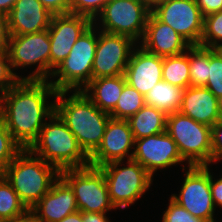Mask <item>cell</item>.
Instances as JSON below:
<instances>
[{"mask_svg": "<svg viewBox=\"0 0 222 222\" xmlns=\"http://www.w3.org/2000/svg\"><path fill=\"white\" fill-rule=\"evenodd\" d=\"M27 210L11 184L0 174V221L14 222Z\"/></svg>", "mask_w": 222, "mask_h": 222, "instance_id": "484cf974", "label": "cell"}, {"mask_svg": "<svg viewBox=\"0 0 222 222\" xmlns=\"http://www.w3.org/2000/svg\"><path fill=\"white\" fill-rule=\"evenodd\" d=\"M59 222H83V212L76 211L70 215H67Z\"/></svg>", "mask_w": 222, "mask_h": 222, "instance_id": "7bdbcfd3", "label": "cell"}, {"mask_svg": "<svg viewBox=\"0 0 222 222\" xmlns=\"http://www.w3.org/2000/svg\"><path fill=\"white\" fill-rule=\"evenodd\" d=\"M203 17L222 10V0H195Z\"/></svg>", "mask_w": 222, "mask_h": 222, "instance_id": "8d00e7d4", "label": "cell"}, {"mask_svg": "<svg viewBox=\"0 0 222 222\" xmlns=\"http://www.w3.org/2000/svg\"><path fill=\"white\" fill-rule=\"evenodd\" d=\"M53 15L70 13L71 0H39Z\"/></svg>", "mask_w": 222, "mask_h": 222, "instance_id": "d590c367", "label": "cell"}, {"mask_svg": "<svg viewBox=\"0 0 222 222\" xmlns=\"http://www.w3.org/2000/svg\"><path fill=\"white\" fill-rule=\"evenodd\" d=\"M132 160L140 163L152 176L157 170L171 168L185 162L175 141L166 131L135 139Z\"/></svg>", "mask_w": 222, "mask_h": 222, "instance_id": "9a60e30c", "label": "cell"}, {"mask_svg": "<svg viewBox=\"0 0 222 222\" xmlns=\"http://www.w3.org/2000/svg\"><path fill=\"white\" fill-rule=\"evenodd\" d=\"M200 46L212 49L222 47V10L204 17Z\"/></svg>", "mask_w": 222, "mask_h": 222, "instance_id": "f1b7e54d", "label": "cell"}, {"mask_svg": "<svg viewBox=\"0 0 222 222\" xmlns=\"http://www.w3.org/2000/svg\"><path fill=\"white\" fill-rule=\"evenodd\" d=\"M139 46L157 56H176L186 52L191 46L171 26L160 21L152 12Z\"/></svg>", "mask_w": 222, "mask_h": 222, "instance_id": "ac0fdd59", "label": "cell"}, {"mask_svg": "<svg viewBox=\"0 0 222 222\" xmlns=\"http://www.w3.org/2000/svg\"><path fill=\"white\" fill-rule=\"evenodd\" d=\"M2 175L24 205L31 209L59 179L60 171L29 149H22Z\"/></svg>", "mask_w": 222, "mask_h": 222, "instance_id": "3957f363", "label": "cell"}, {"mask_svg": "<svg viewBox=\"0 0 222 222\" xmlns=\"http://www.w3.org/2000/svg\"><path fill=\"white\" fill-rule=\"evenodd\" d=\"M9 39L7 16L0 13V52L8 51Z\"/></svg>", "mask_w": 222, "mask_h": 222, "instance_id": "74e56055", "label": "cell"}, {"mask_svg": "<svg viewBox=\"0 0 222 222\" xmlns=\"http://www.w3.org/2000/svg\"><path fill=\"white\" fill-rule=\"evenodd\" d=\"M110 0H71L70 13L84 15L92 21Z\"/></svg>", "mask_w": 222, "mask_h": 222, "instance_id": "d6a6232c", "label": "cell"}, {"mask_svg": "<svg viewBox=\"0 0 222 222\" xmlns=\"http://www.w3.org/2000/svg\"><path fill=\"white\" fill-rule=\"evenodd\" d=\"M137 44L128 36L99 30L92 79L123 75Z\"/></svg>", "mask_w": 222, "mask_h": 222, "instance_id": "7c38bea8", "label": "cell"}, {"mask_svg": "<svg viewBox=\"0 0 222 222\" xmlns=\"http://www.w3.org/2000/svg\"><path fill=\"white\" fill-rule=\"evenodd\" d=\"M135 140L128 120L110 118L101 144L89 156L90 166L101 167L111 162L131 160Z\"/></svg>", "mask_w": 222, "mask_h": 222, "instance_id": "2e32d148", "label": "cell"}, {"mask_svg": "<svg viewBox=\"0 0 222 222\" xmlns=\"http://www.w3.org/2000/svg\"><path fill=\"white\" fill-rule=\"evenodd\" d=\"M162 80L182 89L190 87L189 48L183 54L163 57Z\"/></svg>", "mask_w": 222, "mask_h": 222, "instance_id": "d4e9b609", "label": "cell"}, {"mask_svg": "<svg viewBox=\"0 0 222 222\" xmlns=\"http://www.w3.org/2000/svg\"><path fill=\"white\" fill-rule=\"evenodd\" d=\"M123 75L92 79L81 91L102 111L110 113L126 84Z\"/></svg>", "mask_w": 222, "mask_h": 222, "instance_id": "7402d4cb", "label": "cell"}, {"mask_svg": "<svg viewBox=\"0 0 222 222\" xmlns=\"http://www.w3.org/2000/svg\"><path fill=\"white\" fill-rule=\"evenodd\" d=\"M213 176L210 172L211 195L215 207L220 206L222 208V176H220L221 178L219 179H215Z\"/></svg>", "mask_w": 222, "mask_h": 222, "instance_id": "f35d334b", "label": "cell"}, {"mask_svg": "<svg viewBox=\"0 0 222 222\" xmlns=\"http://www.w3.org/2000/svg\"><path fill=\"white\" fill-rule=\"evenodd\" d=\"M134 140L166 131L167 114L153 106L144 105L128 119Z\"/></svg>", "mask_w": 222, "mask_h": 222, "instance_id": "603a6c76", "label": "cell"}, {"mask_svg": "<svg viewBox=\"0 0 222 222\" xmlns=\"http://www.w3.org/2000/svg\"><path fill=\"white\" fill-rule=\"evenodd\" d=\"M60 177L73 190L78 211L107 213L115 210L112 204L103 171L99 167L66 169Z\"/></svg>", "mask_w": 222, "mask_h": 222, "instance_id": "9c48e42d", "label": "cell"}, {"mask_svg": "<svg viewBox=\"0 0 222 222\" xmlns=\"http://www.w3.org/2000/svg\"><path fill=\"white\" fill-rule=\"evenodd\" d=\"M222 55V47L216 49Z\"/></svg>", "mask_w": 222, "mask_h": 222, "instance_id": "bcb514c9", "label": "cell"}, {"mask_svg": "<svg viewBox=\"0 0 222 222\" xmlns=\"http://www.w3.org/2000/svg\"><path fill=\"white\" fill-rule=\"evenodd\" d=\"M8 53L14 70L32 67L36 69L23 80L50 79V38L48 29L25 35H10ZM27 66V67H26Z\"/></svg>", "mask_w": 222, "mask_h": 222, "instance_id": "30bf717a", "label": "cell"}, {"mask_svg": "<svg viewBox=\"0 0 222 222\" xmlns=\"http://www.w3.org/2000/svg\"><path fill=\"white\" fill-rule=\"evenodd\" d=\"M212 164L222 160V122L211 127Z\"/></svg>", "mask_w": 222, "mask_h": 222, "instance_id": "e575fe53", "label": "cell"}, {"mask_svg": "<svg viewBox=\"0 0 222 222\" xmlns=\"http://www.w3.org/2000/svg\"><path fill=\"white\" fill-rule=\"evenodd\" d=\"M219 104H220V113L222 115V99L219 100Z\"/></svg>", "mask_w": 222, "mask_h": 222, "instance_id": "f6af8a7d", "label": "cell"}, {"mask_svg": "<svg viewBox=\"0 0 222 222\" xmlns=\"http://www.w3.org/2000/svg\"><path fill=\"white\" fill-rule=\"evenodd\" d=\"M183 92L181 87L161 80L145 95V104L168 115L179 111Z\"/></svg>", "mask_w": 222, "mask_h": 222, "instance_id": "cb8c5ba5", "label": "cell"}, {"mask_svg": "<svg viewBox=\"0 0 222 222\" xmlns=\"http://www.w3.org/2000/svg\"><path fill=\"white\" fill-rule=\"evenodd\" d=\"M23 148L13 139L0 116V174Z\"/></svg>", "mask_w": 222, "mask_h": 222, "instance_id": "f546056e", "label": "cell"}, {"mask_svg": "<svg viewBox=\"0 0 222 222\" xmlns=\"http://www.w3.org/2000/svg\"><path fill=\"white\" fill-rule=\"evenodd\" d=\"M69 93L72 95L69 96ZM55 113L74 134L88 156L101 144L111 118L109 113L100 110L82 91L57 92Z\"/></svg>", "mask_w": 222, "mask_h": 222, "instance_id": "7a4b0ae2", "label": "cell"}, {"mask_svg": "<svg viewBox=\"0 0 222 222\" xmlns=\"http://www.w3.org/2000/svg\"><path fill=\"white\" fill-rule=\"evenodd\" d=\"M97 41L98 29L92 23L80 35L68 56L58 65L50 77V84L58 92L81 91L92 80V66Z\"/></svg>", "mask_w": 222, "mask_h": 222, "instance_id": "5b68a950", "label": "cell"}, {"mask_svg": "<svg viewBox=\"0 0 222 222\" xmlns=\"http://www.w3.org/2000/svg\"><path fill=\"white\" fill-rule=\"evenodd\" d=\"M31 209L44 222H59L78 211V206L73 190L59 177Z\"/></svg>", "mask_w": 222, "mask_h": 222, "instance_id": "ffe728a7", "label": "cell"}, {"mask_svg": "<svg viewBox=\"0 0 222 222\" xmlns=\"http://www.w3.org/2000/svg\"><path fill=\"white\" fill-rule=\"evenodd\" d=\"M52 16L39 0H16L7 15L9 33L25 35L46 30Z\"/></svg>", "mask_w": 222, "mask_h": 222, "instance_id": "d6986e66", "label": "cell"}, {"mask_svg": "<svg viewBox=\"0 0 222 222\" xmlns=\"http://www.w3.org/2000/svg\"><path fill=\"white\" fill-rule=\"evenodd\" d=\"M106 213L83 212V222H111Z\"/></svg>", "mask_w": 222, "mask_h": 222, "instance_id": "ab89813d", "label": "cell"}, {"mask_svg": "<svg viewBox=\"0 0 222 222\" xmlns=\"http://www.w3.org/2000/svg\"><path fill=\"white\" fill-rule=\"evenodd\" d=\"M14 222H44L41 220L32 209H28L25 213L20 215Z\"/></svg>", "mask_w": 222, "mask_h": 222, "instance_id": "60d3db41", "label": "cell"}, {"mask_svg": "<svg viewBox=\"0 0 222 222\" xmlns=\"http://www.w3.org/2000/svg\"><path fill=\"white\" fill-rule=\"evenodd\" d=\"M204 87L222 99V55L216 49L209 48V77Z\"/></svg>", "mask_w": 222, "mask_h": 222, "instance_id": "4dcf8cb0", "label": "cell"}, {"mask_svg": "<svg viewBox=\"0 0 222 222\" xmlns=\"http://www.w3.org/2000/svg\"><path fill=\"white\" fill-rule=\"evenodd\" d=\"M57 92L49 80H19L0 95V116L23 149L32 145L54 114Z\"/></svg>", "mask_w": 222, "mask_h": 222, "instance_id": "6da1fadb", "label": "cell"}, {"mask_svg": "<svg viewBox=\"0 0 222 222\" xmlns=\"http://www.w3.org/2000/svg\"><path fill=\"white\" fill-rule=\"evenodd\" d=\"M167 209L163 212L162 222H206L191 215L184 207L175 202L171 197Z\"/></svg>", "mask_w": 222, "mask_h": 222, "instance_id": "836d02e7", "label": "cell"}, {"mask_svg": "<svg viewBox=\"0 0 222 222\" xmlns=\"http://www.w3.org/2000/svg\"><path fill=\"white\" fill-rule=\"evenodd\" d=\"M163 57L146 51L137 45L125 69L126 82L145 95L162 80Z\"/></svg>", "mask_w": 222, "mask_h": 222, "instance_id": "e0dca14e", "label": "cell"}, {"mask_svg": "<svg viewBox=\"0 0 222 222\" xmlns=\"http://www.w3.org/2000/svg\"><path fill=\"white\" fill-rule=\"evenodd\" d=\"M150 13L144 0H110L93 20V24L100 28L98 30L128 36L140 43Z\"/></svg>", "mask_w": 222, "mask_h": 222, "instance_id": "ba28073f", "label": "cell"}, {"mask_svg": "<svg viewBox=\"0 0 222 222\" xmlns=\"http://www.w3.org/2000/svg\"><path fill=\"white\" fill-rule=\"evenodd\" d=\"M48 120L28 149L59 171L89 166V156L61 118L54 112Z\"/></svg>", "mask_w": 222, "mask_h": 222, "instance_id": "277c9868", "label": "cell"}, {"mask_svg": "<svg viewBox=\"0 0 222 222\" xmlns=\"http://www.w3.org/2000/svg\"><path fill=\"white\" fill-rule=\"evenodd\" d=\"M19 80H23V77L13 72L8 51L0 52V95L13 87Z\"/></svg>", "mask_w": 222, "mask_h": 222, "instance_id": "1f68e13d", "label": "cell"}, {"mask_svg": "<svg viewBox=\"0 0 222 222\" xmlns=\"http://www.w3.org/2000/svg\"><path fill=\"white\" fill-rule=\"evenodd\" d=\"M15 2L16 0H0V13L7 16Z\"/></svg>", "mask_w": 222, "mask_h": 222, "instance_id": "b9f144b4", "label": "cell"}, {"mask_svg": "<svg viewBox=\"0 0 222 222\" xmlns=\"http://www.w3.org/2000/svg\"><path fill=\"white\" fill-rule=\"evenodd\" d=\"M166 132L175 141L188 166L212 163L211 127L198 123L179 111L167 115Z\"/></svg>", "mask_w": 222, "mask_h": 222, "instance_id": "8992f818", "label": "cell"}, {"mask_svg": "<svg viewBox=\"0 0 222 222\" xmlns=\"http://www.w3.org/2000/svg\"><path fill=\"white\" fill-rule=\"evenodd\" d=\"M170 0H144L146 6L152 11L155 9L158 5L168 2Z\"/></svg>", "mask_w": 222, "mask_h": 222, "instance_id": "ee69618b", "label": "cell"}, {"mask_svg": "<svg viewBox=\"0 0 222 222\" xmlns=\"http://www.w3.org/2000/svg\"><path fill=\"white\" fill-rule=\"evenodd\" d=\"M179 112L210 127L221 121L219 99L204 86L184 89Z\"/></svg>", "mask_w": 222, "mask_h": 222, "instance_id": "44dd1931", "label": "cell"}, {"mask_svg": "<svg viewBox=\"0 0 222 222\" xmlns=\"http://www.w3.org/2000/svg\"><path fill=\"white\" fill-rule=\"evenodd\" d=\"M93 23L84 15L72 13L53 15L48 28L50 38V77L68 56L80 35Z\"/></svg>", "mask_w": 222, "mask_h": 222, "instance_id": "5bb4252c", "label": "cell"}, {"mask_svg": "<svg viewBox=\"0 0 222 222\" xmlns=\"http://www.w3.org/2000/svg\"><path fill=\"white\" fill-rule=\"evenodd\" d=\"M126 162L127 166L123 161H116L99 167L104 173L112 204L123 210L139 200L154 180L140 163L132 159Z\"/></svg>", "mask_w": 222, "mask_h": 222, "instance_id": "52a82bcc", "label": "cell"}, {"mask_svg": "<svg viewBox=\"0 0 222 222\" xmlns=\"http://www.w3.org/2000/svg\"><path fill=\"white\" fill-rule=\"evenodd\" d=\"M190 86H205L209 77V48L189 47Z\"/></svg>", "mask_w": 222, "mask_h": 222, "instance_id": "83f0119b", "label": "cell"}, {"mask_svg": "<svg viewBox=\"0 0 222 222\" xmlns=\"http://www.w3.org/2000/svg\"><path fill=\"white\" fill-rule=\"evenodd\" d=\"M145 105V97L126 83L115 108L109 113L111 118L128 120Z\"/></svg>", "mask_w": 222, "mask_h": 222, "instance_id": "4316f807", "label": "cell"}, {"mask_svg": "<svg viewBox=\"0 0 222 222\" xmlns=\"http://www.w3.org/2000/svg\"><path fill=\"white\" fill-rule=\"evenodd\" d=\"M160 21L171 26L191 46L200 45L204 17L195 0H170L151 11Z\"/></svg>", "mask_w": 222, "mask_h": 222, "instance_id": "4fadbf2b", "label": "cell"}, {"mask_svg": "<svg viewBox=\"0 0 222 222\" xmlns=\"http://www.w3.org/2000/svg\"><path fill=\"white\" fill-rule=\"evenodd\" d=\"M188 169V170H187ZM180 193L171 198L184 207L191 215L206 222H216V207L210 188V168L208 166H187Z\"/></svg>", "mask_w": 222, "mask_h": 222, "instance_id": "8fae6325", "label": "cell"}]
</instances>
